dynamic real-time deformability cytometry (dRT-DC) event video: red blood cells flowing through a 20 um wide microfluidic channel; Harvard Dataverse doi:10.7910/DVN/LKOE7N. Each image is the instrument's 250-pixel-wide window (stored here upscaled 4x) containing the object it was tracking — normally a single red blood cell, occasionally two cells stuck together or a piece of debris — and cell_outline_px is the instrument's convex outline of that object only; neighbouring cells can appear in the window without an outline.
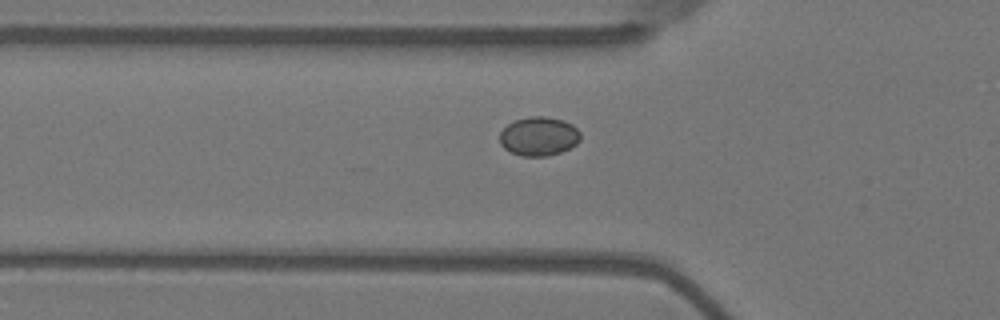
{"species": "Egyptian fruit bat (a non-hibernating species)", "species_latin": "Rousettus aegyptiacus", "temperature_condition": "warm", "stored_images_in_passage": 39, "camera_frame_rate_fps": 3000, "um_per_image_px": 0.085, "animal": {"sex": "female"}, "frame": {"image": 1, "passage_image": 8, "time_ms": 2.333, "image_size_px": [1000, 320], "cell_outline_px": [[580, 140], [576, 144], [560, 152], [548, 156], [520, 156], [504, 148], [500, 144], [500, 132], [508, 124], [516, 120], [532, 116], [544, 116], [564, 120], [572, 124], [580, 132]], "centroid_in_image_um": [45.8, 11.58], "position_along_channel_um": 80.0, "area_um2": 18.26}}
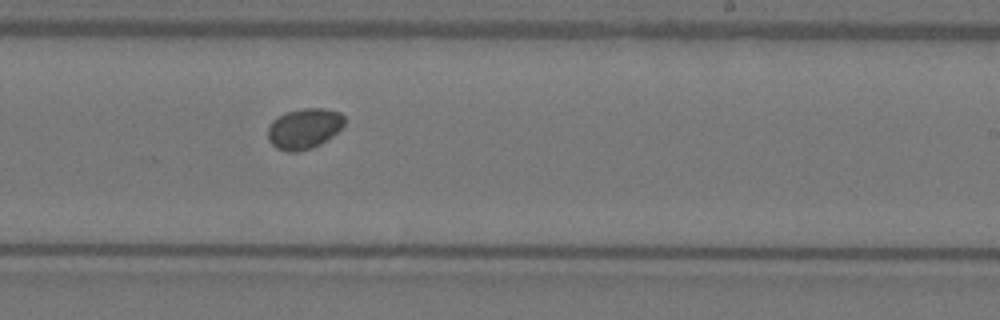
{"frame": {"image": 2, "passage_image": 23, "time_ms": 7.333, "image_size_px": [1000, 320], "cell_outline_px": [[344, 124], [332, 136], [320, 144], [312, 148], [296, 152], [288, 152], [276, 148], [268, 140], [268, 128], [272, 120], [284, 112], [300, 108], [324, 108], [340, 112], [344, 116]], "centroid_in_image_um": [25.83, 10.92], "position_along_channel_um": 263.2, "area_um2": 18.21}}
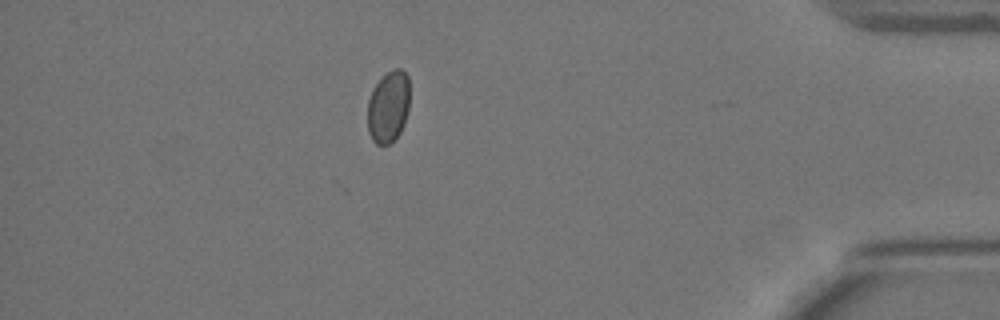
{"frame": {"image": 3, "passage_image": 38, "time_ms": 12.333, "image_size_px": [1000, 320], "cell_outline_px": [[408, 108], [404, 124], [400, 132], [388, 144], [376, 144], [372, 140], [368, 132], [368, 100], [376, 84], [392, 68], [400, 68], [408, 76]], "centroid_in_image_um": [33.0, 9.08], "position_along_channel_um": 402.2, "area_um2": 17.34}, "authors_computed_cell_mechanics": {"area_um2": 17.8602, "velocity_mm_per_s": 3.6585, "shape_relaxation_time_tau1_ms": null, "shape_relaxation_time_tau2_ms": 2.0973, "deformation_change_tau1": null, "deformation_change_tau2": 0.0166}}